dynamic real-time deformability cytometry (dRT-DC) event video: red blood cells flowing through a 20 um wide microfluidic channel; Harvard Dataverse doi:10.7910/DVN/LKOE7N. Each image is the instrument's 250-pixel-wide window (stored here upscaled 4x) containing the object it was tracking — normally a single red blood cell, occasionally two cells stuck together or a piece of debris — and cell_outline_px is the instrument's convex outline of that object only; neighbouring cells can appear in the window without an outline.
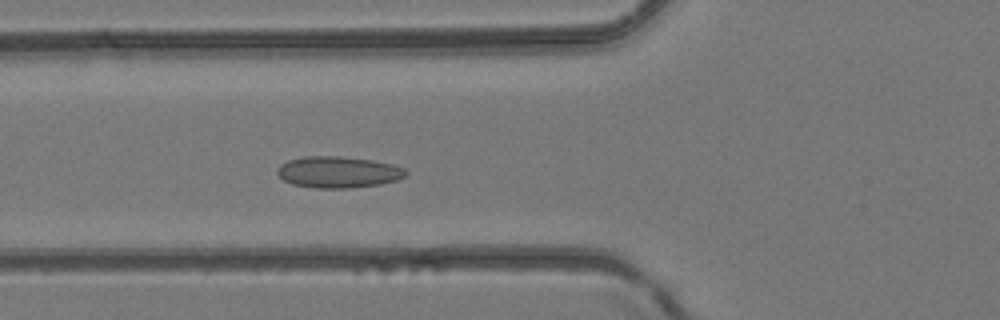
{"species": "common noctule bat (a hibernating species)", "species_latin": "Nyctalus noctula", "temperature_condition": "room temperature", "stored_images_in_passage": 41, "camera_frame_rate_fps": 3000, "um_per_image_px": 0.085, "animal": {"sex": "female", "body_mass_g": 24.6, "forearm_length_mm": 56.2}, "frame": {"image": 1, "passage_image": 15, "time_ms": 4.667, "image_size_px": [1000, 320], "cell_outline_px": [[408, 176], [396, 180], [380, 184], [352, 188], [316, 188], [292, 184], [284, 180], [276, 172], [280, 164], [288, 160], [304, 156], [340, 156], [372, 160], [392, 164], [404, 168], [408, 172]], "centroid_in_image_um": [28.76, 14.63], "position_along_channel_um": 97.0, "area_um2": 23.64}}
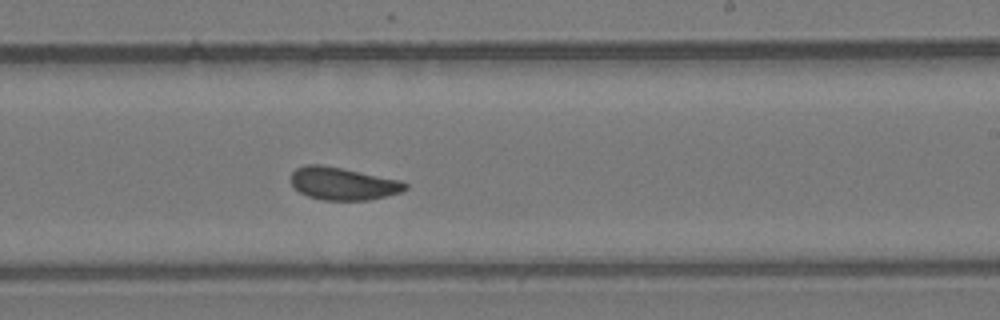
{"frame": {"image": 2, "passage_image": 25, "time_ms": 8.0, "image_size_px": [1000, 320], "cell_outline_px": [[408, 188], [400, 192], [368, 200], [324, 200], [308, 196], [300, 192], [292, 184], [292, 172], [296, 168], [304, 164], [320, 164], [400, 180], [408, 184]], "centroid_in_image_um": [29.14, 15.6], "position_along_channel_um": 259.9, "area_um2": 21.44}}
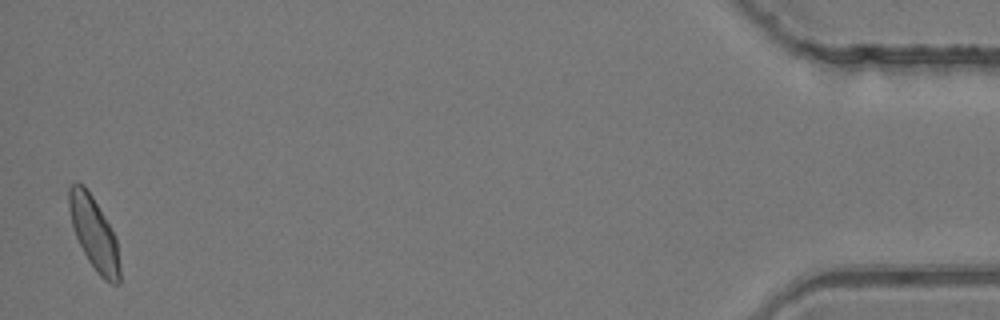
{"frame": {"image": 3, "passage_image": 41, "time_ms": 13.333, "image_size_px": [1000, 320], "cell_outline_px": [[120, 284], [112, 284], [104, 280], [96, 272], [88, 260], [76, 236], [72, 224], [68, 208], [68, 188], [76, 180], [84, 184], [92, 196], [112, 228], [116, 236], [120, 268]], "centroid_in_image_um": [8.0, 19.82], "position_along_channel_um": 427.2, "area_um2": 21.68}}